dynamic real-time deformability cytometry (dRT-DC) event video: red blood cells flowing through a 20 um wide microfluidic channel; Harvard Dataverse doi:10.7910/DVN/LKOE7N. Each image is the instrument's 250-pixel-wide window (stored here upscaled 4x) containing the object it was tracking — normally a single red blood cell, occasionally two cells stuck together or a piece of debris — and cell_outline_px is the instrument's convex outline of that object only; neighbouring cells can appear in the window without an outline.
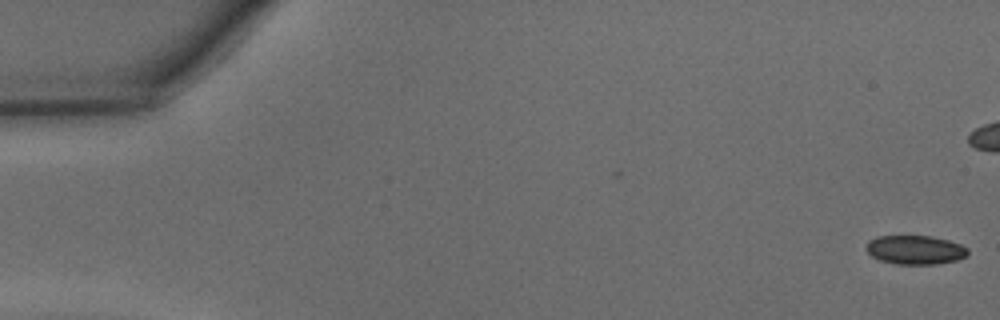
{"species": "common noctule bat (a hibernating species)", "species_latin": "Nyctalus noctula", "temperature_condition": "warm", "stored_images_in_passage": 14, "camera_frame_rate_fps": 3000, "um_per_image_px": 0.085, "animal": {"sex": "male", "body_mass_g": 15.6}, "frame": {"image": 1, "passage_image": 1, "time_ms": 0.0, "image_size_px": [1000, 320], "cell_outline_px": [[968, 256], [956, 260], [936, 264], [896, 264], [880, 260], [872, 256], [864, 248], [868, 240], [876, 236], [932, 236], [948, 240], [960, 244], [968, 248]], "centroid_in_image_um": [77.78, 21.23], "position_along_channel_um": 7.2, "area_um2": 17.28}}